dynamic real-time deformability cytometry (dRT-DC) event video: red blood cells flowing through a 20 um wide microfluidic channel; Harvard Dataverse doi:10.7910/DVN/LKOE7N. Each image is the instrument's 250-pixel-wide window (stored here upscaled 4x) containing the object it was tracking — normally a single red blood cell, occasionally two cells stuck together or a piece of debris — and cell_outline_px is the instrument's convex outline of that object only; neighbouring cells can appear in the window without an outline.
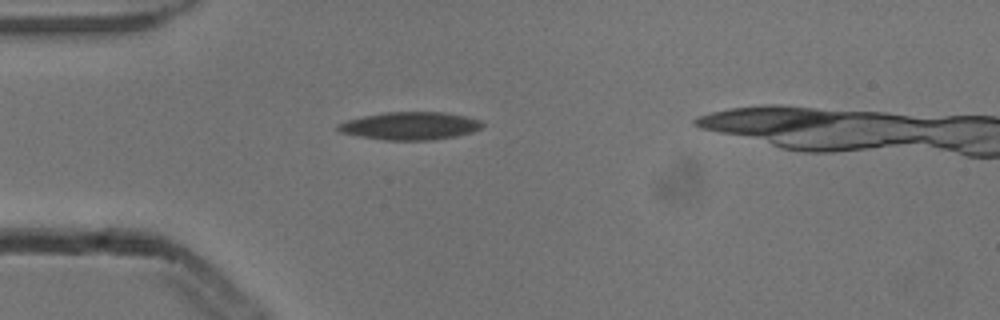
{"species": "common noctule bat (a hibernating species)", "species_latin": "Nyctalus noctula", "temperature_condition": "cold", "stored_images_in_passage": 3, "camera_frame_rate_fps": 3000, "um_per_image_px": 0.085, "animal": {"sex": "male", "body_mass_g": 13.3}, "frame": {"image": 1, "passage_image": 3, "time_ms": 0.667, "image_size_px": [1000, 320], "cell_outline_px": [[484, 124], [480, 128], [472, 132], [456, 136], [432, 140], [384, 140], [360, 136], [340, 132], [336, 128], [336, 124], [348, 120], [364, 116], [388, 112], [444, 112], [464, 116], [480, 120]], "centroid_in_image_um": [34.86, 10.7], "position_along_channel_um": 50.1, "area_um2": 23.24}}